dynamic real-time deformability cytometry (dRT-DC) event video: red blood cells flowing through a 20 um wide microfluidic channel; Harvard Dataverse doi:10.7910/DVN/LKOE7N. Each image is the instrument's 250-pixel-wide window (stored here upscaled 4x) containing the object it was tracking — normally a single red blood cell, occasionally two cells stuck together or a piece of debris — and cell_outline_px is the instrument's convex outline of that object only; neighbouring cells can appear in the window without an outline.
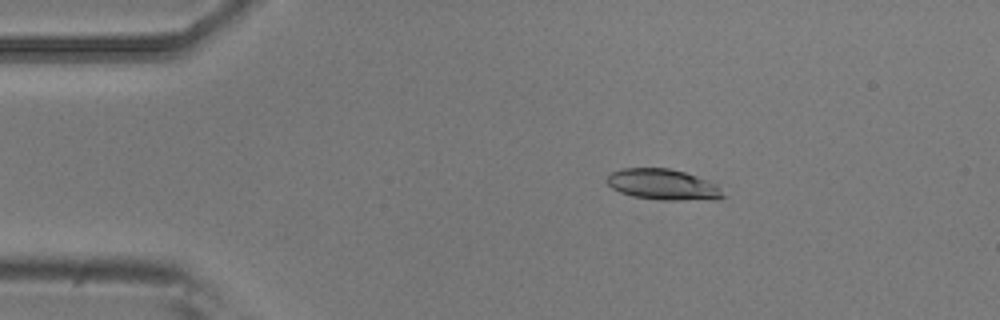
{"species": "common noctule bat (a hibernating species)", "species_latin": "Nyctalus noctula", "temperature_condition": "room temperature", "stored_images_in_passage": 9, "camera_frame_rate_fps": 3000, "um_per_image_px": 0.085, "animal": {"sex": "male", "body_mass_g": 20.5, "forearm_length_mm": 52.5}, "frame": {"image": 1, "passage_image": 2, "time_ms": 0.333, "image_size_px": [1000, 320], "cell_outline_px": [[724, 196], [720, 200], [660, 200], [632, 196], [620, 192], [612, 188], [604, 180], [612, 172], [620, 168], [668, 168], [684, 172], [708, 180], [716, 184], [720, 188]], "centroid_in_image_um": [56.36, 15.69], "position_along_channel_um": 28.6, "area_um2": 21.04}}
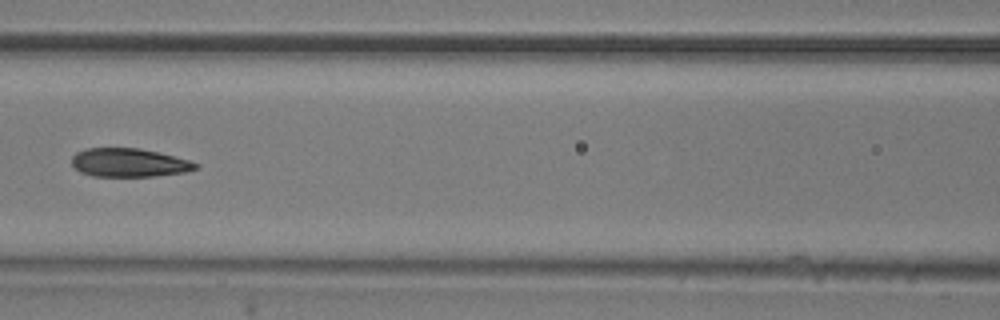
{"frame": {"image": 2, "passage_image": 6, "time_ms": 1.667, "image_size_px": [1000, 320], "cell_outline_px": [[200, 168], [184, 172], [156, 176], [92, 176], [80, 172], [72, 164], [72, 156], [76, 152], [88, 148], [140, 148], [192, 160], [200, 164]], "centroid_in_image_um": [11.01, 13.82], "position_along_channel_um": 155.6, "area_um2": 20.75}}
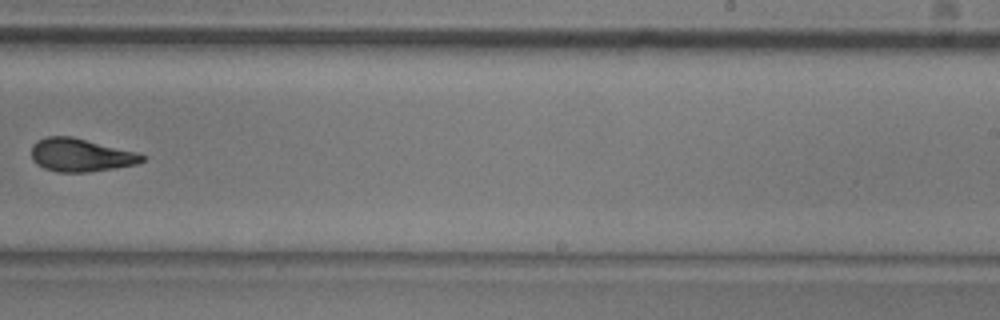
{"frame": {"image": 3, "passage_image": 9, "time_ms": 2.667, "image_size_px": [1000, 320], "cell_outline_px": [[144, 160], [136, 164], [88, 172], [56, 172], [44, 168], [36, 164], [32, 160], [32, 144], [36, 140], [48, 136], [72, 136], [136, 152], [144, 156]], "centroid_in_image_um": [6.8, 13.17], "position_along_channel_um": 282.2, "area_um2": 21.27}}